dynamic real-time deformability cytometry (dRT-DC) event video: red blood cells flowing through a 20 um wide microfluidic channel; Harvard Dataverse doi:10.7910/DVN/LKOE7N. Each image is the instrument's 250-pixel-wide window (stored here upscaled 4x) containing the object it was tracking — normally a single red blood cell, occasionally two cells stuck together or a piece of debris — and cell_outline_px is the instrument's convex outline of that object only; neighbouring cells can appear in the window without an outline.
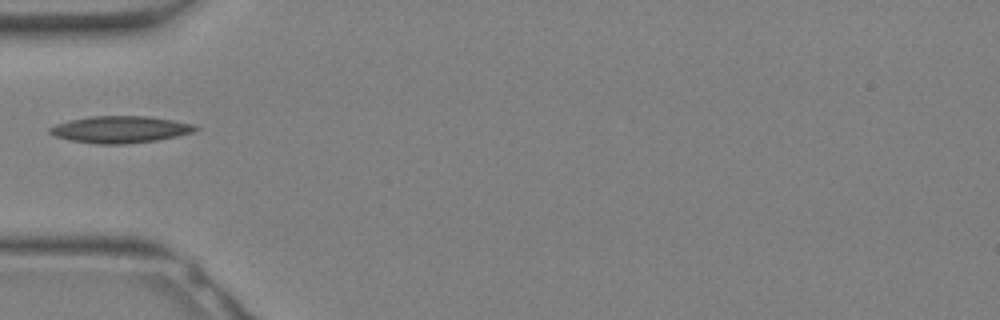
{"species": "Egyptian fruit bat (a non-hibernating species)", "species_latin": "Rousettus aegyptiacus", "temperature_condition": "warm", "stored_images_in_passage": 6, "camera_frame_rate_fps": 3000, "um_per_image_px": 0.085, "animal": {"sex": "female"}, "frame": {"image": 1, "passage_image": 1, "time_ms": 0.0, "image_size_px": [1000, 320], "cell_outline_px": [[200, 128], [192, 132], [176, 136], [156, 140], [128, 144], [92, 144], [72, 140], [56, 136], [48, 132], [48, 128], [56, 124], [72, 120], [92, 116], [148, 116], [196, 124]], "centroid_in_image_um": [10.24, 11.0], "position_along_channel_um": 74.8, "area_um2": 22.72}}
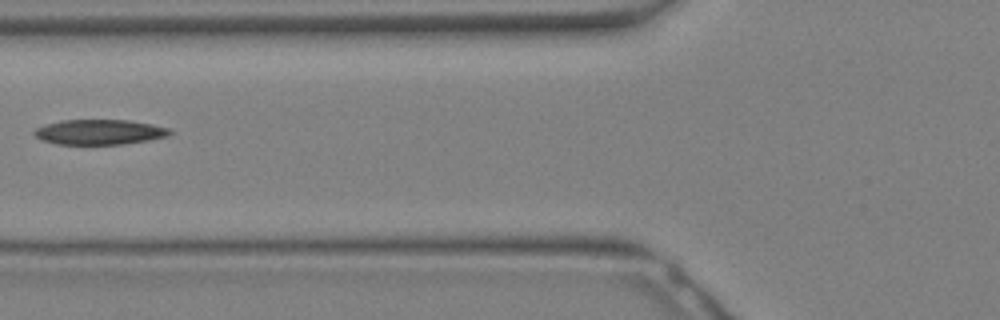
{"frame": {"image": 2, "passage_image": 3, "time_ms": 0.667, "image_size_px": [1000, 320], "cell_outline_px": [[172, 132], [168, 136], [148, 140], [120, 144], [56, 144], [40, 140], [32, 132], [36, 128], [44, 124], [60, 120], [128, 120], [152, 124], [168, 128]], "centroid_in_image_um": [8.41, 11.22], "position_along_channel_um": 117.4, "area_um2": 19.83}}
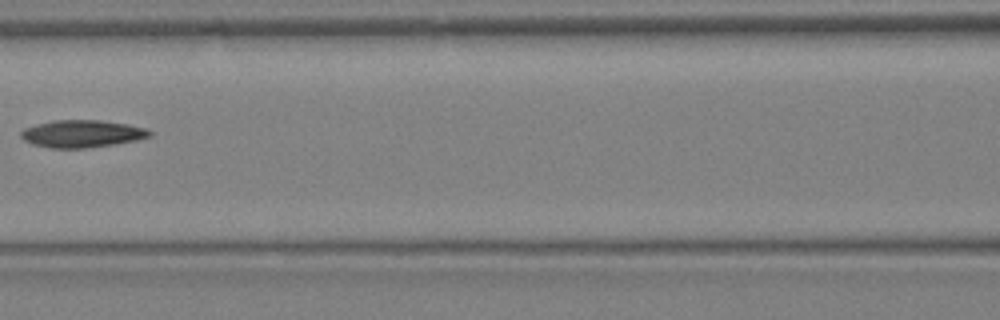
{"frame": {"image": 3, "passage_image": 5, "time_ms": 1.333, "image_size_px": [1000, 320], "cell_outline_px": [[152, 136], [136, 140], [116, 144], [84, 148], [52, 148], [32, 144], [24, 140], [20, 136], [20, 132], [24, 128], [36, 124], [56, 120], [100, 120], [128, 124], [144, 128], [152, 132]], "centroid_in_image_um": [6.96, 11.37], "position_along_channel_um": 159.6, "area_um2": 20.52}}